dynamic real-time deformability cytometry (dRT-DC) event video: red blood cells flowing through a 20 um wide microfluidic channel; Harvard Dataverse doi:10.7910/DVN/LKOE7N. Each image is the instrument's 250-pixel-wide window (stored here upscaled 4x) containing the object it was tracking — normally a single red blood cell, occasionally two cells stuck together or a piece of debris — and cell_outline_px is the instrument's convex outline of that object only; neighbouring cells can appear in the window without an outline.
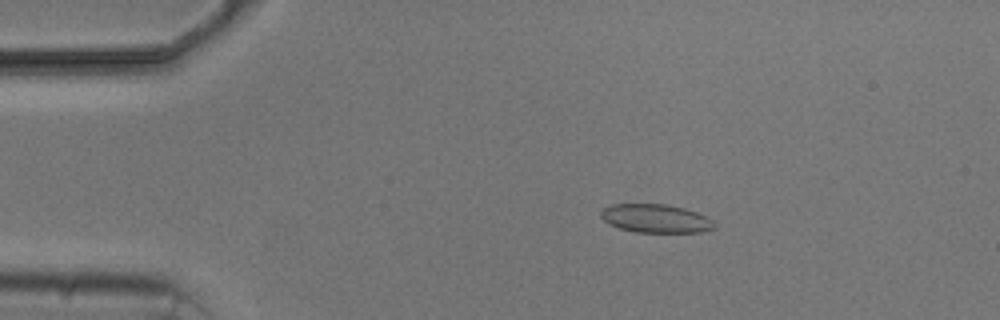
{"species": "common noctule bat (a hibernating species)", "species_latin": "Nyctalus noctula", "temperature_condition": "cold", "stored_images_in_passage": 5, "camera_frame_rate_fps": 3000, "um_per_image_px": 0.085, "animal": {"sex": "male", "body_mass_g": 20.5, "forearm_length_mm": 52.5}, "frame": {"image": 1, "passage_image": 3, "time_ms": 2.333, "image_size_px": [1000, 320], "cell_outline_px": [[716, 228], [700, 232], [636, 232], [620, 228], [608, 224], [600, 216], [600, 212], [604, 208], [612, 204], [664, 204], [684, 208], [708, 216], [716, 224]], "centroid_in_image_um": [55.75, 18.57], "position_along_channel_um": 29.2, "area_um2": 18.9}}